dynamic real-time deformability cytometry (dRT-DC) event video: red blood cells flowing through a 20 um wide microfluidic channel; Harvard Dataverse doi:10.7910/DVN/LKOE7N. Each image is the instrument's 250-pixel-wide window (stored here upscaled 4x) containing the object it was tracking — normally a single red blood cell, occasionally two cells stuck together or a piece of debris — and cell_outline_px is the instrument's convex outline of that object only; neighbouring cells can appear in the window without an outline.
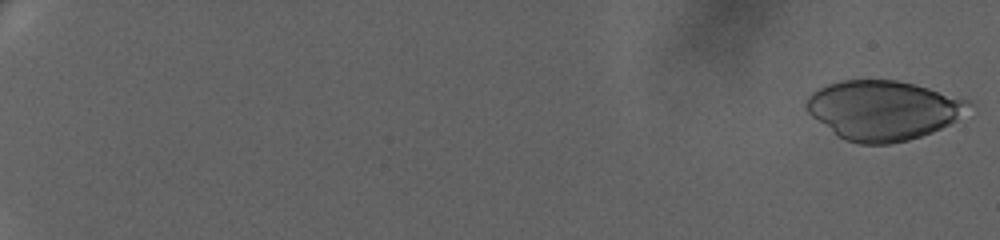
{"species": "human", "species_latin": "Homo sapiens", "temperature_condition": "warm", "stored_images_in_passage": 67, "camera_frame_rate_fps": 3000, "um_per_image_px": 0.085, "donor": {"sex": "female"}, "frame": {"image": 1, "passage_image": 1, "time_ms": 0.0, "image_size_px": [1000, 240], "cell_outline_px": [[972, 104], [956, 120], [932, 132], [908, 140], [888, 144], [860, 144], [844, 140], [812, 116], [804, 108], [804, 104], [808, 96], [812, 92], [828, 84], [840, 80], [896, 80], [928, 88], [968, 100]], "centroid_in_image_um": [75.02, 9.36], "position_along_channel_um": 10.0, "area_um2": 55.72}}
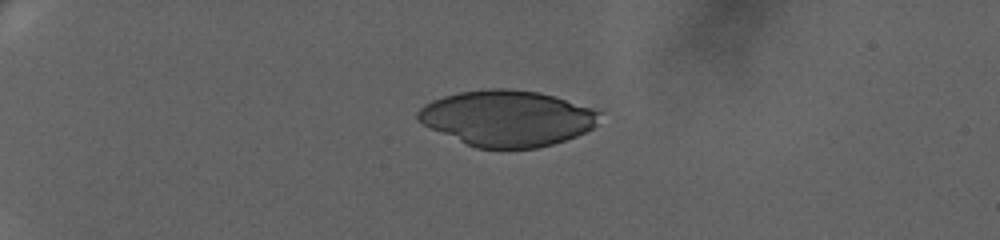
{"frame": {"image": 2, "passage_image": 19, "time_ms": 6.0, "image_size_px": [1000, 240], "cell_outline_px": [[600, 112], [596, 124], [592, 128], [576, 136], [552, 144], [536, 148], [476, 148], [432, 128], [416, 120], [416, 112], [424, 104], [432, 100], [444, 96], [460, 92], [488, 88], [508, 88], [540, 92], [556, 96], [592, 108]], "centroid_in_image_um": [43.11, 10.03], "position_along_channel_um": 41.9, "area_um2": 58.84}}